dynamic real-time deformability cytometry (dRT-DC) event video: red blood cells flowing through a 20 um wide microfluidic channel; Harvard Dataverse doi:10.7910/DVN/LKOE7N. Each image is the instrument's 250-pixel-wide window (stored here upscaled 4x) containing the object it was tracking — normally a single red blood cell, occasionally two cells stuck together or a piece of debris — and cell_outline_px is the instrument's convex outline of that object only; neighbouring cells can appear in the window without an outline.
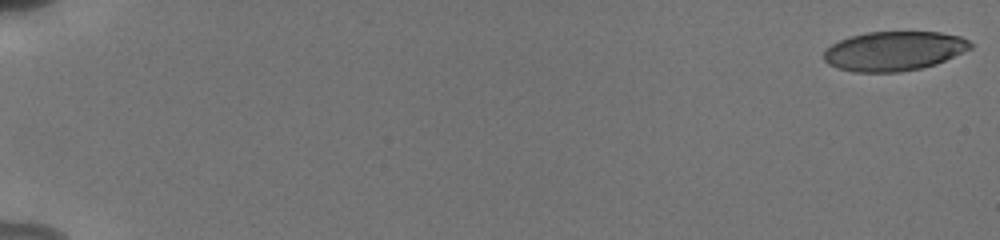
{"species": "human", "species_latin": "Homo sapiens", "temperature_condition": "cold", "stored_images_in_passage": 33, "camera_frame_rate_fps": 3000, "um_per_image_px": 0.085, "donor": {"sex": "male"}, "frame": {"image": 1, "passage_image": 1, "time_ms": 0.0, "image_size_px": [1000, 240], "cell_outline_px": [[972, 48], [936, 64], [920, 68], [900, 72], [852, 72], [836, 68], [828, 64], [824, 60], [824, 52], [832, 44], [848, 36], [868, 32], [940, 32], [960, 36], [968, 40], [972, 44]], "centroid_in_image_um": [75.97, 4.34], "position_along_channel_um": 9.0, "area_um2": 33.7}}
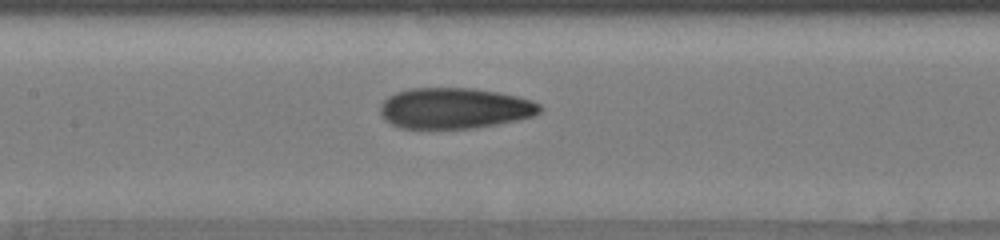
{"frame": {"image": 2, "passage_image": 30, "time_ms": 9.333, "image_size_px": [1000, 240], "cell_outline_px": [[544, 108], [540, 112], [532, 116], [516, 120], [476, 128], [400, 128], [384, 120], [380, 112], [380, 104], [388, 96], [396, 92], [412, 88], [472, 88], [496, 92], [516, 96], [532, 100], [540, 104]], "centroid_in_image_um": [38.62, 9.2], "position_along_channel_um": 168.8, "area_um2": 37.97}}
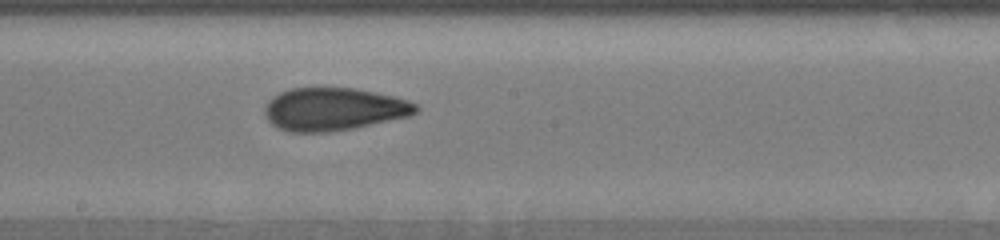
{"frame": {"image": 3, "passage_image": 33, "time_ms": 10.667, "image_size_px": [1000, 240], "cell_outline_px": [[420, 108], [416, 112], [408, 116], [352, 128], [328, 132], [288, 132], [276, 128], [264, 116], [264, 108], [268, 100], [272, 96], [280, 92], [292, 88], [356, 88], [396, 96], [408, 100], [416, 104]], "centroid_in_image_um": [28.33, 9.27], "position_along_channel_um": 219.9, "area_um2": 37.86}}